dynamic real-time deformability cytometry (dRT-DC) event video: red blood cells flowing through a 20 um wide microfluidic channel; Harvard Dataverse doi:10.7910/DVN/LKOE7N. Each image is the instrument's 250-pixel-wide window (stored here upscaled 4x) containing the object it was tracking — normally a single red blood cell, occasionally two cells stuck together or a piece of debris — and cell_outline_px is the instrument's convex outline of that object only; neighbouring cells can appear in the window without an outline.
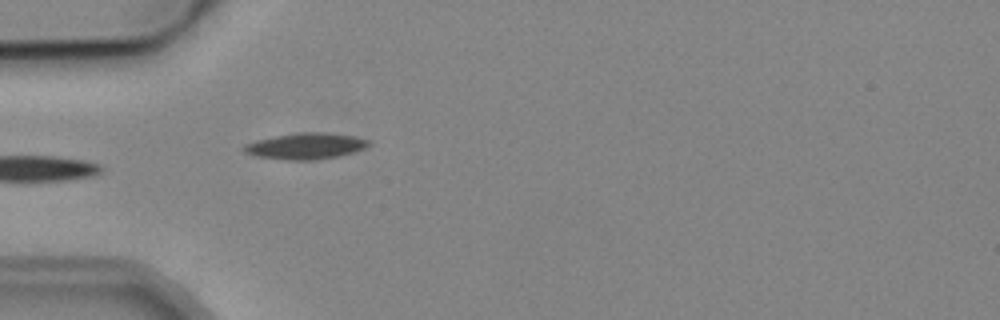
{"species": "common noctule bat (a hibernating species)", "species_latin": "Nyctalus noctula", "temperature_condition": "cold", "stored_images_in_passage": 5, "camera_frame_rate_fps": 3000, "um_per_image_px": 0.085, "animal": {"sex": "male", "body_mass_g": 19.2, "forearm_length_mm": 51.8}, "frame": {"image": 1, "passage_image": 5, "time_ms": 5.667, "image_size_px": [1000, 320], "cell_outline_px": [[372, 144], [364, 148], [352, 152], [336, 156], [312, 160], [288, 160], [256, 156], [244, 152], [240, 148], [244, 144], [256, 140], [276, 136], [300, 132], [324, 132], [356, 136], [368, 140]], "centroid_in_image_um": [25.96, 12.41], "position_along_channel_um": 59.0, "area_um2": 18.96}}